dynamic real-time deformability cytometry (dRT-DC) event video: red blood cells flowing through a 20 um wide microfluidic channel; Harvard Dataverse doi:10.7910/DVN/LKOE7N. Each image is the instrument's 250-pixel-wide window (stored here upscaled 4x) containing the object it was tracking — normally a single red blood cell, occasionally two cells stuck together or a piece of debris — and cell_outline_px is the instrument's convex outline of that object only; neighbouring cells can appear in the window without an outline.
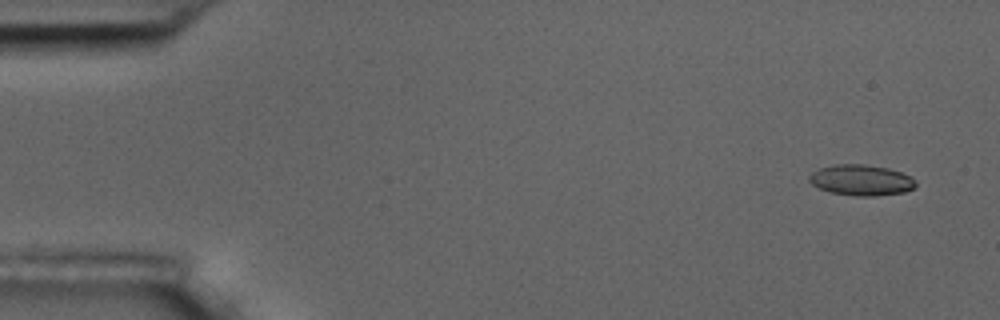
{"species": "common noctule bat (a hibernating species)", "species_latin": "Nyctalus noctula", "temperature_condition": "room temperature", "stored_images_in_passage": 6, "camera_frame_rate_fps": 3000, "um_per_image_px": 0.085, "animal": {"sex": "male", "body_mass_g": 17.5, "forearm_length_mm": 52.3}, "frame": {"image": 1, "passage_image": 6, "time_ms": 6.0, "image_size_px": [1000, 320], "cell_outline_px": [[916, 188], [904, 192], [876, 196], [856, 196], [832, 192], [820, 188], [812, 184], [808, 180], [808, 176], [812, 172], [820, 168], [836, 164], [864, 164], [888, 168], [912, 176], [916, 180]], "centroid_in_image_um": [73.24, 15.31], "position_along_channel_um": 11.8, "area_um2": 19.19}}